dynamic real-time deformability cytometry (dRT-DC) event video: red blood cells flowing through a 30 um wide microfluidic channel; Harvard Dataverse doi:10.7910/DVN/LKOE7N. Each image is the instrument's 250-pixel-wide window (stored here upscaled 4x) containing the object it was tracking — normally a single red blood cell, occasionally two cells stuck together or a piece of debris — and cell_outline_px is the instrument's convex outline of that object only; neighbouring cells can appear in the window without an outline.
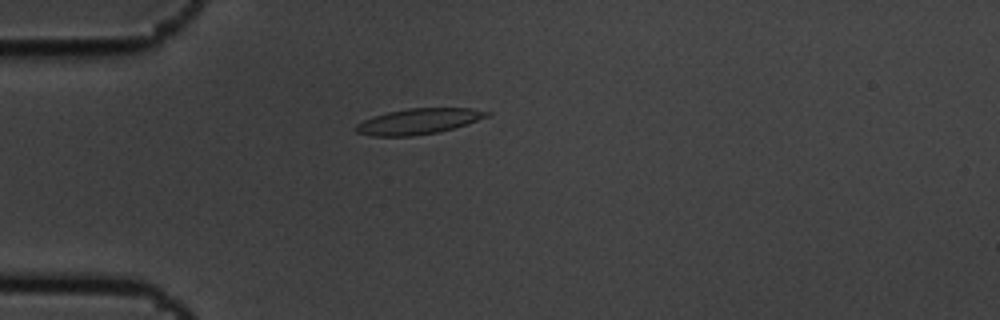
{"species": "common noctule bat (a hibernating species)", "species_latin": "Nyctalus noctula", "temperature_condition": "cold", "stored_images_in_passage": 3, "camera_frame_rate_fps": 3000, "um_per_image_px": 0.085, "animal": {"sex": "male", "body_mass_g": 19.5, "forearm_length_mm": 54.6}, "frame": {"image": 1, "passage_image": 3, "time_ms": 0.667, "image_size_px": [1000, 320], "cell_outline_px": [[492, 112], [488, 116], [440, 132], [412, 136], [372, 136], [356, 132], [352, 128], [356, 124], [372, 116], [388, 112], [408, 108], [472, 108]], "centroid_in_image_um": [35.52, 10.31], "position_along_channel_um": 49.5, "area_um2": 19.54}}